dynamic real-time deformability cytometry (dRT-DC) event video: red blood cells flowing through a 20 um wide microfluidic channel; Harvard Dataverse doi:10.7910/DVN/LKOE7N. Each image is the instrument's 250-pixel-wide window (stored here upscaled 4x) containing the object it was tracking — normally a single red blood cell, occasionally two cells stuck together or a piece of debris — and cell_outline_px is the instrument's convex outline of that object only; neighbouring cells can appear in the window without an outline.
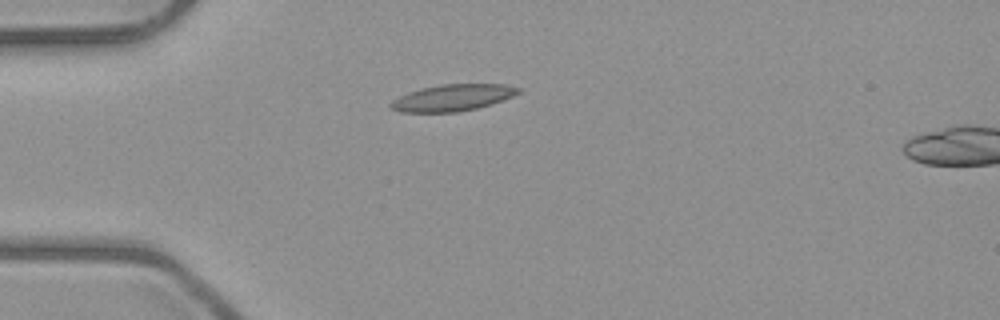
{"species": "common noctule bat (a hibernating species)", "species_latin": "Nyctalus noctula", "temperature_condition": "room temperature", "stored_images_in_passage": 2, "camera_frame_rate_fps": 3000, "um_per_image_px": 0.085, "animal": {"sex": "male", "body_mass_g": 23.1, "forearm_length_mm": 52.7}, "frame": {"image": 1, "passage_image": 1, "time_ms": 0.0, "image_size_px": [1000, 320], "cell_outline_px": [[520, 92], [512, 96], [492, 104], [476, 108], [456, 112], [400, 112], [392, 108], [388, 104], [392, 100], [408, 92], [420, 88], [440, 84], [504, 84], [520, 88]], "centroid_in_image_um": [38.45, 8.3], "position_along_channel_um": 46.6, "area_um2": 19.71}}